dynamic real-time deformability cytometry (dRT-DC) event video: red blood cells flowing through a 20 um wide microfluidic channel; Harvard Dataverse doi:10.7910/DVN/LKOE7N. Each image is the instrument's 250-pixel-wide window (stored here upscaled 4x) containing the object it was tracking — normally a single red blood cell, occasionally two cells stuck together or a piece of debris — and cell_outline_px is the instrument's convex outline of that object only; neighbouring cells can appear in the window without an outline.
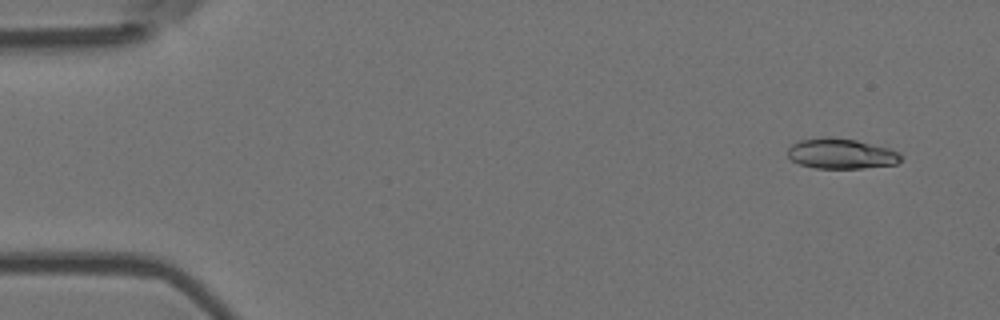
{"species": "Egyptian fruit bat (a non-hibernating species)", "species_latin": "Rousettus aegyptiacus", "temperature_condition": "room temperature", "stored_images_in_passage": 7, "camera_frame_rate_fps": 3000, "um_per_image_px": 0.085, "animal": {"sex": "female"}, "frame": {"image": 1, "passage_image": 1, "time_ms": 0.0, "image_size_px": [1000, 320], "cell_outline_px": [[900, 160], [896, 164], [864, 168], [816, 168], [800, 164], [792, 160], [788, 156], [788, 148], [792, 144], [800, 140], [824, 136], [856, 140], [888, 148], [900, 152]], "centroid_in_image_um": [71.48, 13.06], "position_along_channel_um": 13.5, "area_um2": 19.88}}
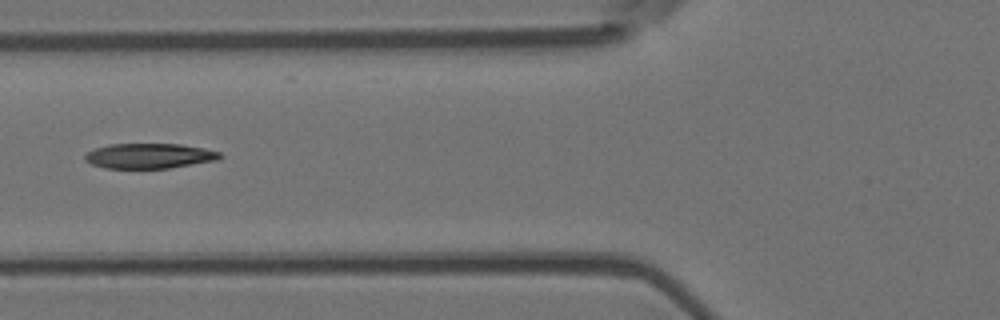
{"frame": {"image": 2, "passage_image": 6, "time_ms": 1.667, "image_size_px": [1000, 320], "cell_outline_px": [[224, 156], [216, 160], [168, 168], [104, 168], [92, 164], [84, 160], [84, 156], [88, 152], [96, 148], [108, 144], [180, 144], [204, 148], [220, 152]], "centroid_in_image_um": [12.69, 13.25], "position_along_channel_um": 113.1, "area_um2": 19.65}}
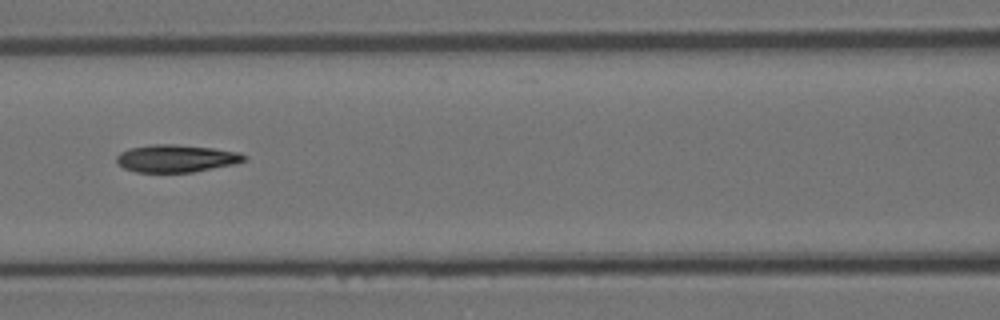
{"frame": {"image": 3, "passage_image": 7, "time_ms": 2.0, "image_size_px": [1000, 320], "cell_outline_px": [[248, 160], [232, 164], [192, 172], [136, 172], [124, 168], [116, 160], [116, 156], [120, 152], [128, 148], [152, 144], [172, 144], [212, 148], [240, 152], [248, 156]], "centroid_in_image_um": [14.98, 13.46], "position_along_channel_um": 151.6, "area_um2": 20.4}}